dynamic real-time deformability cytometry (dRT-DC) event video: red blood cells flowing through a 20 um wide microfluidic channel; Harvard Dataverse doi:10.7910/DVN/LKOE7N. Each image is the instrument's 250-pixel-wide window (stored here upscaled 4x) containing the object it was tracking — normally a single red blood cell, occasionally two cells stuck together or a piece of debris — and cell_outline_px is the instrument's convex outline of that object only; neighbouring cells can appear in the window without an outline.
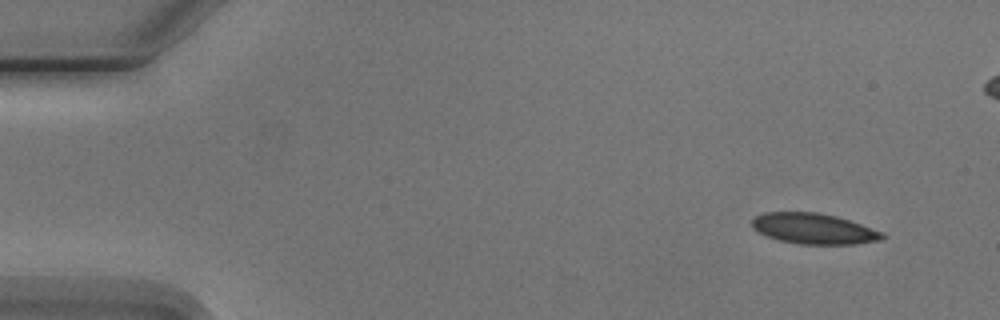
{"species": "Egyptian fruit bat (a non-hibernating species)", "species_latin": "Rousettus aegyptiacus", "temperature_condition": "cold", "stored_images_in_passage": 5, "camera_frame_rate_fps": 3000, "um_per_image_px": 0.085, "animal": {"sex": "male"}, "frame": {"image": 1, "passage_image": 1, "time_ms": 0.0, "image_size_px": [1000, 320], "cell_outline_px": [[888, 236], [884, 240], [852, 244], [800, 244], [780, 240], [768, 236], [752, 228], [752, 220], [756, 216], [764, 212], [816, 212], [836, 216], [884, 232]], "centroid_in_image_um": [69.22, 19.44], "position_along_channel_um": 15.8, "area_um2": 23.24}}